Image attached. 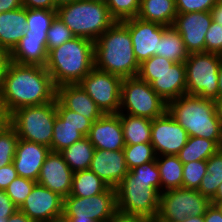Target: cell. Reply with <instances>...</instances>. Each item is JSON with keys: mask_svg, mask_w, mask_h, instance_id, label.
Here are the masks:
<instances>
[{"mask_svg": "<svg viewBox=\"0 0 222 222\" xmlns=\"http://www.w3.org/2000/svg\"><path fill=\"white\" fill-rule=\"evenodd\" d=\"M1 97L9 114L56 99L57 87L45 67L8 61L3 74Z\"/></svg>", "mask_w": 222, "mask_h": 222, "instance_id": "cell-1", "label": "cell"}, {"mask_svg": "<svg viewBox=\"0 0 222 222\" xmlns=\"http://www.w3.org/2000/svg\"><path fill=\"white\" fill-rule=\"evenodd\" d=\"M115 189L117 210L152 220L157 218L161 181L156 160L129 170Z\"/></svg>", "mask_w": 222, "mask_h": 222, "instance_id": "cell-2", "label": "cell"}, {"mask_svg": "<svg viewBox=\"0 0 222 222\" xmlns=\"http://www.w3.org/2000/svg\"><path fill=\"white\" fill-rule=\"evenodd\" d=\"M94 67L121 78L138 75L140 64L134 55L128 27L123 22L116 21L95 40Z\"/></svg>", "mask_w": 222, "mask_h": 222, "instance_id": "cell-3", "label": "cell"}, {"mask_svg": "<svg viewBox=\"0 0 222 222\" xmlns=\"http://www.w3.org/2000/svg\"><path fill=\"white\" fill-rule=\"evenodd\" d=\"M45 68L56 87L78 84L94 68V42L74 37L51 49Z\"/></svg>", "mask_w": 222, "mask_h": 222, "instance_id": "cell-4", "label": "cell"}, {"mask_svg": "<svg viewBox=\"0 0 222 222\" xmlns=\"http://www.w3.org/2000/svg\"><path fill=\"white\" fill-rule=\"evenodd\" d=\"M167 111L189 137L216 141L222 146V127L217 118L214 100L195 95H182L167 103Z\"/></svg>", "mask_w": 222, "mask_h": 222, "instance_id": "cell-5", "label": "cell"}, {"mask_svg": "<svg viewBox=\"0 0 222 222\" xmlns=\"http://www.w3.org/2000/svg\"><path fill=\"white\" fill-rule=\"evenodd\" d=\"M57 17L75 37L93 42L116 22L106 4L88 0H76L58 7Z\"/></svg>", "mask_w": 222, "mask_h": 222, "instance_id": "cell-6", "label": "cell"}, {"mask_svg": "<svg viewBox=\"0 0 222 222\" xmlns=\"http://www.w3.org/2000/svg\"><path fill=\"white\" fill-rule=\"evenodd\" d=\"M137 76L148 82L167 103L187 94L184 62L174 63L169 59L154 55L140 64Z\"/></svg>", "mask_w": 222, "mask_h": 222, "instance_id": "cell-7", "label": "cell"}, {"mask_svg": "<svg viewBox=\"0 0 222 222\" xmlns=\"http://www.w3.org/2000/svg\"><path fill=\"white\" fill-rule=\"evenodd\" d=\"M57 115L56 99L44 105L21 107L10 114V125L19 139L35 142L51 150Z\"/></svg>", "mask_w": 222, "mask_h": 222, "instance_id": "cell-8", "label": "cell"}, {"mask_svg": "<svg viewBox=\"0 0 222 222\" xmlns=\"http://www.w3.org/2000/svg\"><path fill=\"white\" fill-rule=\"evenodd\" d=\"M222 55L191 53L185 60L187 94L204 99H218V71Z\"/></svg>", "mask_w": 222, "mask_h": 222, "instance_id": "cell-9", "label": "cell"}, {"mask_svg": "<svg viewBox=\"0 0 222 222\" xmlns=\"http://www.w3.org/2000/svg\"><path fill=\"white\" fill-rule=\"evenodd\" d=\"M166 111L167 102L152 89L148 82L138 76L123 78L119 113L153 120Z\"/></svg>", "mask_w": 222, "mask_h": 222, "instance_id": "cell-10", "label": "cell"}, {"mask_svg": "<svg viewBox=\"0 0 222 222\" xmlns=\"http://www.w3.org/2000/svg\"><path fill=\"white\" fill-rule=\"evenodd\" d=\"M211 201L198 190L177 188L160 194L159 212L154 222H181L187 216H203Z\"/></svg>", "mask_w": 222, "mask_h": 222, "instance_id": "cell-11", "label": "cell"}, {"mask_svg": "<svg viewBox=\"0 0 222 222\" xmlns=\"http://www.w3.org/2000/svg\"><path fill=\"white\" fill-rule=\"evenodd\" d=\"M116 211V189L112 187L91 197L68 195L64 198L63 213L69 220L107 222Z\"/></svg>", "mask_w": 222, "mask_h": 222, "instance_id": "cell-12", "label": "cell"}, {"mask_svg": "<svg viewBox=\"0 0 222 222\" xmlns=\"http://www.w3.org/2000/svg\"><path fill=\"white\" fill-rule=\"evenodd\" d=\"M122 81L120 76L94 67L78 84L104 114H118Z\"/></svg>", "mask_w": 222, "mask_h": 222, "instance_id": "cell-13", "label": "cell"}, {"mask_svg": "<svg viewBox=\"0 0 222 222\" xmlns=\"http://www.w3.org/2000/svg\"><path fill=\"white\" fill-rule=\"evenodd\" d=\"M187 131L166 111L154 118L151 126V144L157 156L177 155L187 143Z\"/></svg>", "mask_w": 222, "mask_h": 222, "instance_id": "cell-14", "label": "cell"}, {"mask_svg": "<svg viewBox=\"0 0 222 222\" xmlns=\"http://www.w3.org/2000/svg\"><path fill=\"white\" fill-rule=\"evenodd\" d=\"M129 30L134 55L139 64L158 55V46L164 32V25L148 22L138 17L122 21Z\"/></svg>", "mask_w": 222, "mask_h": 222, "instance_id": "cell-15", "label": "cell"}, {"mask_svg": "<svg viewBox=\"0 0 222 222\" xmlns=\"http://www.w3.org/2000/svg\"><path fill=\"white\" fill-rule=\"evenodd\" d=\"M212 21L211 12L177 14L173 27L181 35L189 54L205 52V36Z\"/></svg>", "mask_w": 222, "mask_h": 222, "instance_id": "cell-16", "label": "cell"}, {"mask_svg": "<svg viewBox=\"0 0 222 222\" xmlns=\"http://www.w3.org/2000/svg\"><path fill=\"white\" fill-rule=\"evenodd\" d=\"M63 205L62 196L36 183L18 210L34 222H43L63 214Z\"/></svg>", "mask_w": 222, "mask_h": 222, "instance_id": "cell-17", "label": "cell"}, {"mask_svg": "<svg viewBox=\"0 0 222 222\" xmlns=\"http://www.w3.org/2000/svg\"><path fill=\"white\" fill-rule=\"evenodd\" d=\"M73 174L63 156L59 152L50 151L41 167L37 183L65 198L71 193Z\"/></svg>", "mask_w": 222, "mask_h": 222, "instance_id": "cell-18", "label": "cell"}, {"mask_svg": "<svg viewBox=\"0 0 222 222\" xmlns=\"http://www.w3.org/2000/svg\"><path fill=\"white\" fill-rule=\"evenodd\" d=\"M89 170L112 188H116L129 172L123 150L104 149H95Z\"/></svg>", "mask_w": 222, "mask_h": 222, "instance_id": "cell-19", "label": "cell"}, {"mask_svg": "<svg viewBox=\"0 0 222 222\" xmlns=\"http://www.w3.org/2000/svg\"><path fill=\"white\" fill-rule=\"evenodd\" d=\"M87 137L95 149L123 150L126 144L120 121V113L104 114L97 119L92 123Z\"/></svg>", "mask_w": 222, "mask_h": 222, "instance_id": "cell-20", "label": "cell"}, {"mask_svg": "<svg viewBox=\"0 0 222 222\" xmlns=\"http://www.w3.org/2000/svg\"><path fill=\"white\" fill-rule=\"evenodd\" d=\"M50 151V148L44 145L19 139L12 162L18 176L37 182L41 167Z\"/></svg>", "mask_w": 222, "mask_h": 222, "instance_id": "cell-21", "label": "cell"}, {"mask_svg": "<svg viewBox=\"0 0 222 222\" xmlns=\"http://www.w3.org/2000/svg\"><path fill=\"white\" fill-rule=\"evenodd\" d=\"M9 61L45 67L48 59L47 35L24 34L8 54Z\"/></svg>", "mask_w": 222, "mask_h": 222, "instance_id": "cell-22", "label": "cell"}, {"mask_svg": "<svg viewBox=\"0 0 222 222\" xmlns=\"http://www.w3.org/2000/svg\"><path fill=\"white\" fill-rule=\"evenodd\" d=\"M56 98L67 109L85 116L92 123L104 115L93 99L79 84L58 86Z\"/></svg>", "mask_w": 222, "mask_h": 222, "instance_id": "cell-23", "label": "cell"}, {"mask_svg": "<svg viewBox=\"0 0 222 222\" xmlns=\"http://www.w3.org/2000/svg\"><path fill=\"white\" fill-rule=\"evenodd\" d=\"M26 8L0 13V52L9 54L27 30Z\"/></svg>", "mask_w": 222, "mask_h": 222, "instance_id": "cell-24", "label": "cell"}, {"mask_svg": "<svg viewBox=\"0 0 222 222\" xmlns=\"http://www.w3.org/2000/svg\"><path fill=\"white\" fill-rule=\"evenodd\" d=\"M176 16L175 0H140L137 17L141 20L173 26Z\"/></svg>", "mask_w": 222, "mask_h": 222, "instance_id": "cell-25", "label": "cell"}, {"mask_svg": "<svg viewBox=\"0 0 222 222\" xmlns=\"http://www.w3.org/2000/svg\"><path fill=\"white\" fill-rule=\"evenodd\" d=\"M120 121L126 145L151 143V119L120 113Z\"/></svg>", "mask_w": 222, "mask_h": 222, "instance_id": "cell-26", "label": "cell"}, {"mask_svg": "<svg viewBox=\"0 0 222 222\" xmlns=\"http://www.w3.org/2000/svg\"><path fill=\"white\" fill-rule=\"evenodd\" d=\"M95 148L87 136L76 141L71 146L66 147L59 153L75 173L82 170H88L93 158Z\"/></svg>", "mask_w": 222, "mask_h": 222, "instance_id": "cell-27", "label": "cell"}, {"mask_svg": "<svg viewBox=\"0 0 222 222\" xmlns=\"http://www.w3.org/2000/svg\"><path fill=\"white\" fill-rule=\"evenodd\" d=\"M160 173L161 193L171 189L182 188L183 163L177 155H160L156 157Z\"/></svg>", "mask_w": 222, "mask_h": 222, "instance_id": "cell-28", "label": "cell"}, {"mask_svg": "<svg viewBox=\"0 0 222 222\" xmlns=\"http://www.w3.org/2000/svg\"><path fill=\"white\" fill-rule=\"evenodd\" d=\"M188 55L189 53L178 31L173 26H164V32L158 46V56L174 63H180L185 62Z\"/></svg>", "mask_w": 222, "mask_h": 222, "instance_id": "cell-29", "label": "cell"}, {"mask_svg": "<svg viewBox=\"0 0 222 222\" xmlns=\"http://www.w3.org/2000/svg\"><path fill=\"white\" fill-rule=\"evenodd\" d=\"M220 148L221 146L214 140L193 136L188 137L187 143L177 156L183 164H186L191 161L207 160Z\"/></svg>", "mask_w": 222, "mask_h": 222, "instance_id": "cell-30", "label": "cell"}, {"mask_svg": "<svg viewBox=\"0 0 222 222\" xmlns=\"http://www.w3.org/2000/svg\"><path fill=\"white\" fill-rule=\"evenodd\" d=\"M109 186L91 170H82L73 174L70 196L91 197L103 193Z\"/></svg>", "mask_w": 222, "mask_h": 222, "instance_id": "cell-31", "label": "cell"}, {"mask_svg": "<svg viewBox=\"0 0 222 222\" xmlns=\"http://www.w3.org/2000/svg\"><path fill=\"white\" fill-rule=\"evenodd\" d=\"M206 171L198 191L211 201L222 183V148L207 159Z\"/></svg>", "mask_w": 222, "mask_h": 222, "instance_id": "cell-32", "label": "cell"}, {"mask_svg": "<svg viewBox=\"0 0 222 222\" xmlns=\"http://www.w3.org/2000/svg\"><path fill=\"white\" fill-rule=\"evenodd\" d=\"M83 137L85 136L77 130L76 126L64 122L58 115H56L51 141V151L60 152L76 141L81 140Z\"/></svg>", "mask_w": 222, "mask_h": 222, "instance_id": "cell-33", "label": "cell"}, {"mask_svg": "<svg viewBox=\"0 0 222 222\" xmlns=\"http://www.w3.org/2000/svg\"><path fill=\"white\" fill-rule=\"evenodd\" d=\"M27 30L25 34L47 35L57 10L26 8Z\"/></svg>", "mask_w": 222, "mask_h": 222, "instance_id": "cell-34", "label": "cell"}, {"mask_svg": "<svg viewBox=\"0 0 222 222\" xmlns=\"http://www.w3.org/2000/svg\"><path fill=\"white\" fill-rule=\"evenodd\" d=\"M125 161L129 170L136 166L156 160V153L151 143L125 145L123 148Z\"/></svg>", "mask_w": 222, "mask_h": 222, "instance_id": "cell-35", "label": "cell"}, {"mask_svg": "<svg viewBox=\"0 0 222 222\" xmlns=\"http://www.w3.org/2000/svg\"><path fill=\"white\" fill-rule=\"evenodd\" d=\"M19 137L9 124L0 131V168L13 162Z\"/></svg>", "mask_w": 222, "mask_h": 222, "instance_id": "cell-36", "label": "cell"}, {"mask_svg": "<svg viewBox=\"0 0 222 222\" xmlns=\"http://www.w3.org/2000/svg\"><path fill=\"white\" fill-rule=\"evenodd\" d=\"M111 17L115 21H124L138 16L140 0H107Z\"/></svg>", "mask_w": 222, "mask_h": 222, "instance_id": "cell-37", "label": "cell"}, {"mask_svg": "<svg viewBox=\"0 0 222 222\" xmlns=\"http://www.w3.org/2000/svg\"><path fill=\"white\" fill-rule=\"evenodd\" d=\"M207 160L191 161L183 164L182 188L198 190L200 182L207 173Z\"/></svg>", "mask_w": 222, "mask_h": 222, "instance_id": "cell-38", "label": "cell"}, {"mask_svg": "<svg viewBox=\"0 0 222 222\" xmlns=\"http://www.w3.org/2000/svg\"><path fill=\"white\" fill-rule=\"evenodd\" d=\"M37 182L28 178L17 176L5 189L6 194L12 202L19 208L27 196L31 193Z\"/></svg>", "mask_w": 222, "mask_h": 222, "instance_id": "cell-39", "label": "cell"}, {"mask_svg": "<svg viewBox=\"0 0 222 222\" xmlns=\"http://www.w3.org/2000/svg\"><path fill=\"white\" fill-rule=\"evenodd\" d=\"M72 31L56 16L47 31V51L74 38Z\"/></svg>", "mask_w": 222, "mask_h": 222, "instance_id": "cell-40", "label": "cell"}, {"mask_svg": "<svg viewBox=\"0 0 222 222\" xmlns=\"http://www.w3.org/2000/svg\"><path fill=\"white\" fill-rule=\"evenodd\" d=\"M56 110L57 115L66 123L72 124L77 127L84 136H88L92 122L85 116L76 113L70 109H67L57 98H56Z\"/></svg>", "mask_w": 222, "mask_h": 222, "instance_id": "cell-41", "label": "cell"}, {"mask_svg": "<svg viewBox=\"0 0 222 222\" xmlns=\"http://www.w3.org/2000/svg\"><path fill=\"white\" fill-rule=\"evenodd\" d=\"M218 0H175L177 14L210 12Z\"/></svg>", "mask_w": 222, "mask_h": 222, "instance_id": "cell-42", "label": "cell"}, {"mask_svg": "<svg viewBox=\"0 0 222 222\" xmlns=\"http://www.w3.org/2000/svg\"><path fill=\"white\" fill-rule=\"evenodd\" d=\"M205 52L222 55V26L214 21L205 36Z\"/></svg>", "mask_w": 222, "mask_h": 222, "instance_id": "cell-43", "label": "cell"}, {"mask_svg": "<svg viewBox=\"0 0 222 222\" xmlns=\"http://www.w3.org/2000/svg\"><path fill=\"white\" fill-rule=\"evenodd\" d=\"M18 210L5 190L0 189V217L8 218Z\"/></svg>", "mask_w": 222, "mask_h": 222, "instance_id": "cell-44", "label": "cell"}, {"mask_svg": "<svg viewBox=\"0 0 222 222\" xmlns=\"http://www.w3.org/2000/svg\"><path fill=\"white\" fill-rule=\"evenodd\" d=\"M107 222H154V220L135 214H127L117 210Z\"/></svg>", "mask_w": 222, "mask_h": 222, "instance_id": "cell-45", "label": "cell"}, {"mask_svg": "<svg viewBox=\"0 0 222 222\" xmlns=\"http://www.w3.org/2000/svg\"><path fill=\"white\" fill-rule=\"evenodd\" d=\"M18 176L14 164L11 163L7 166L0 168V189L5 190L8 185Z\"/></svg>", "mask_w": 222, "mask_h": 222, "instance_id": "cell-46", "label": "cell"}, {"mask_svg": "<svg viewBox=\"0 0 222 222\" xmlns=\"http://www.w3.org/2000/svg\"><path fill=\"white\" fill-rule=\"evenodd\" d=\"M22 4L29 9L57 10L53 0H22Z\"/></svg>", "mask_w": 222, "mask_h": 222, "instance_id": "cell-47", "label": "cell"}, {"mask_svg": "<svg viewBox=\"0 0 222 222\" xmlns=\"http://www.w3.org/2000/svg\"><path fill=\"white\" fill-rule=\"evenodd\" d=\"M204 222H222L221 213L212 204L204 214Z\"/></svg>", "mask_w": 222, "mask_h": 222, "instance_id": "cell-48", "label": "cell"}, {"mask_svg": "<svg viewBox=\"0 0 222 222\" xmlns=\"http://www.w3.org/2000/svg\"><path fill=\"white\" fill-rule=\"evenodd\" d=\"M23 7L22 0H0V13Z\"/></svg>", "mask_w": 222, "mask_h": 222, "instance_id": "cell-49", "label": "cell"}, {"mask_svg": "<svg viewBox=\"0 0 222 222\" xmlns=\"http://www.w3.org/2000/svg\"><path fill=\"white\" fill-rule=\"evenodd\" d=\"M210 12L212 20L222 26V0H218Z\"/></svg>", "mask_w": 222, "mask_h": 222, "instance_id": "cell-50", "label": "cell"}, {"mask_svg": "<svg viewBox=\"0 0 222 222\" xmlns=\"http://www.w3.org/2000/svg\"><path fill=\"white\" fill-rule=\"evenodd\" d=\"M7 222H34L25 213L17 210L13 215L8 217Z\"/></svg>", "mask_w": 222, "mask_h": 222, "instance_id": "cell-51", "label": "cell"}, {"mask_svg": "<svg viewBox=\"0 0 222 222\" xmlns=\"http://www.w3.org/2000/svg\"><path fill=\"white\" fill-rule=\"evenodd\" d=\"M8 61V54L0 52V92L2 88L4 70Z\"/></svg>", "mask_w": 222, "mask_h": 222, "instance_id": "cell-52", "label": "cell"}, {"mask_svg": "<svg viewBox=\"0 0 222 222\" xmlns=\"http://www.w3.org/2000/svg\"><path fill=\"white\" fill-rule=\"evenodd\" d=\"M0 121H10V114L8 113L4 101L0 94Z\"/></svg>", "mask_w": 222, "mask_h": 222, "instance_id": "cell-53", "label": "cell"}, {"mask_svg": "<svg viewBox=\"0 0 222 222\" xmlns=\"http://www.w3.org/2000/svg\"><path fill=\"white\" fill-rule=\"evenodd\" d=\"M215 104V111L218 120L220 121L221 127H222V97L218 98L214 101Z\"/></svg>", "mask_w": 222, "mask_h": 222, "instance_id": "cell-54", "label": "cell"}, {"mask_svg": "<svg viewBox=\"0 0 222 222\" xmlns=\"http://www.w3.org/2000/svg\"><path fill=\"white\" fill-rule=\"evenodd\" d=\"M43 222H70L69 218L63 213L59 216L52 217L49 220Z\"/></svg>", "mask_w": 222, "mask_h": 222, "instance_id": "cell-55", "label": "cell"}, {"mask_svg": "<svg viewBox=\"0 0 222 222\" xmlns=\"http://www.w3.org/2000/svg\"><path fill=\"white\" fill-rule=\"evenodd\" d=\"M218 98L222 97V59H221V64H220V68L218 71Z\"/></svg>", "mask_w": 222, "mask_h": 222, "instance_id": "cell-56", "label": "cell"}, {"mask_svg": "<svg viewBox=\"0 0 222 222\" xmlns=\"http://www.w3.org/2000/svg\"><path fill=\"white\" fill-rule=\"evenodd\" d=\"M181 222H204V215L203 216H187Z\"/></svg>", "mask_w": 222, "mask_h": 222, "instance_id": "cell-57", "label": "cell"}, {"mask_svg": "<svg viewBox=\"0 0 222 222\" xmlns=\"http://www.w3.org/2000/svg\"><path fill=\"white\" fill-rule=\"evenodd\" d=\"M211 204L221 213L222 215V200H211Z\"/></svg>", "mask_w": 222, "mask_h": 222, "instance_id": "cell-58", "label": "cell"}, {"mask_svg": "<svg viewBox=\"0 0 222 222\" xmlns=\"http://www.w3.org/2000/svg\"><path fill=\"white\" fill-rule=\"evenodd\" d=\"M55 3V6L58 8L62 5L70 4L76 0H53Z\"/></svg>", "mask_w": 222, "mask_h": 222, "instance_id": "cell-59", "label": "cell"}, {"mask_svg": "<svg viewBox=\"0 0 222 222\" xmlns=\"http://www.w3.org/2000/svg\"><path fill=\"white\" fill-rule=\"evenodd\" d=\"M212 200H222V183L218 186L216 195Z\"/></svg>", "mask_w": 222, "mask_h": 222, "instance_id": "cell-60", "label": "cell"}, {"mask_svg": "<svg viewBox=\"0 0 222 222\" xmlns=\"http://www.w3.org/2000/svg\"><path fill=\"white\" fill-rule=\"evenodd\" d=\"M10 124V121H0V131L2 128Z\"/></svg>", "mask_w": 222, "mask_h": 222, "instance_id": "cell-61", "label": "cell"}, {"mask_svg": "<svg viewBox=\"0 0 222 222\" xmlns=\"http://www.w3.org/2000/svg\"><path fill=\"white\" fill-rule=\"evenodd\" d=\"M70 222H96L94 220H70Z\"/></svg>", "mask_w": 222, "mask_h": 222, "instance_id": "cell-62", "label": "cell"}, {"mask_svg": "<svg viewBox=\"0 0 222 222\" xmlns=\"http://www.w3.org/2000/svg\"><path fill=\"white\" fill-rule=\"evenodd\" d=\"M88 1H94V2H100L106 4L107 0H88Z\"/></svg>", "mask_w": 222, "mask_h": 222, "instance_id": "cell-63", "label": "cell"}, {"mask_svg": "<svg viewBox=\"0 0 222 222\" xmlns=\"http://www.w3.org/2000/svg\"><path fill=\"white\" fill-rule=\"evenodd\" d=\"M8 218L0 217V222H7Z\"/></svg>", "mask_w": 222, "mask_h": 222, "instance_id": "cell-64", "label": "cell"}]
</instances>
